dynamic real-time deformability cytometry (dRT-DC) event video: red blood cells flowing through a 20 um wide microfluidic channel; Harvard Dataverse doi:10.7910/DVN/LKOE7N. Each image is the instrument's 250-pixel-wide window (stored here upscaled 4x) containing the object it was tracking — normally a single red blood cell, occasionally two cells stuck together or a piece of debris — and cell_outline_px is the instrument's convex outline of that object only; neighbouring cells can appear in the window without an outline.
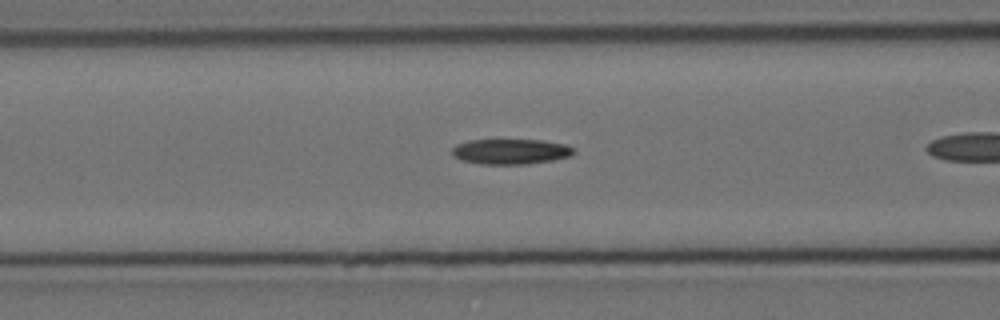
{"species": "Egyptian fruit bat (a non-hibernating species)", "species_latin": "Rousettus aegyptiacus", "temperature_condition": "cold", "stored_images_in_passage": 25, "camera_frame_rate_fps": 3000, "um_per_image_px": 0.085, "animal": {"sex": "female"}, "frame": {"image": 1, "passage_image": 8, "time_ms": 2.333, "image_size_px": [1000, 320], "cell_outline_px": [[576, 152], [572, 156], [552, 160], [528, 164], [480, 164], [460, 160], [452, 156], [452, 148], [456, 144], [468, 140], [540, 140], [564, 144], [572, 148]], "centroid_in_image_um": [43.37, 12.89], "position_along_channel_um": 123.2, "area_um2": 18.03}}
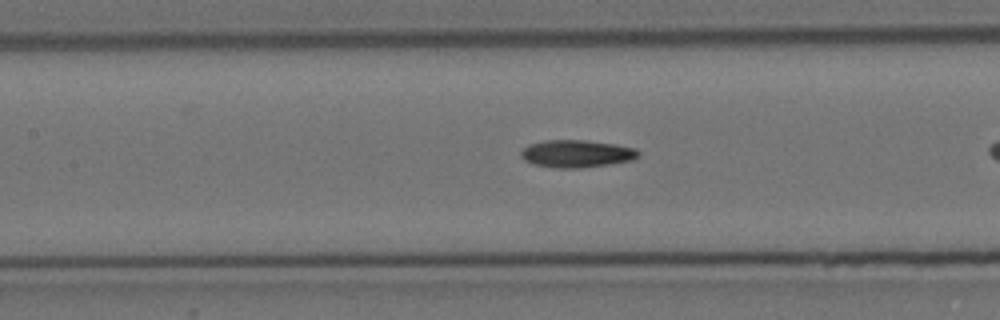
{"frame": {"image": 2, "passage_image": 11, "time_ms": 3.333, "image_size_px": [1000, 320], "cell_outline_px": [[640, 156], [632, 160], [608, 164], [580, 168], [556, 168], [536, 164], [524, 160], [520, 156], [520, 152], [528, 144], [544, 140], [584, 140], [616, 144], [636, 148], [640, 152]], "centroid_in_image_um": [49.02, 13.05], "position_along_channel_um": 158.4, "area_um2": 18.84}, "authors_computed_cell_mechanics": {"area_um2": 18.4382, "velocity_mm_per_s": 3.4723, "shape_relaxation_time_tau1_ms": 7.376, "shape_relaxation_time_tau2_ms": null, "deformation_change_tau1": 0.1903, "deformation_change_tau2": null}}